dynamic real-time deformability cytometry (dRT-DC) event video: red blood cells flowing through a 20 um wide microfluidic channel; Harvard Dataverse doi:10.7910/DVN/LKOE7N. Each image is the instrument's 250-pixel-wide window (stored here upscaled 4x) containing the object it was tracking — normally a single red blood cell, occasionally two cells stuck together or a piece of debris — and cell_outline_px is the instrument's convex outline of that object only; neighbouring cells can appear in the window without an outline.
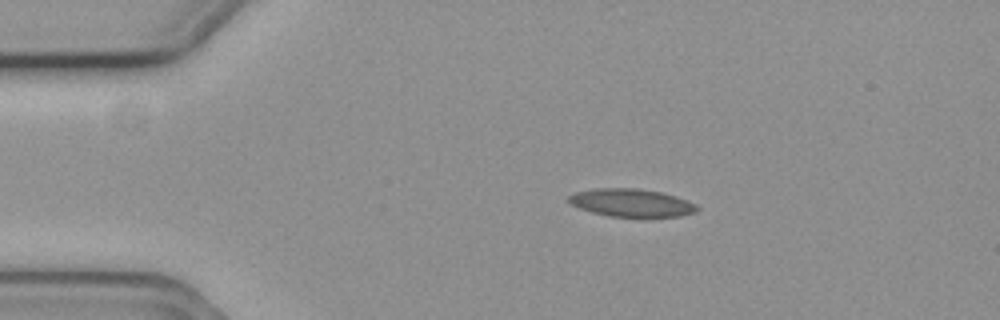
{"species": "common noctule bat (a hibernating species)", "species_latin": "Nyctalus noctula", "temperature_condition": "cold", "stored_images_in_passage": 55, "camera_frame_rate_fps": 3000, "um_per_image_px": 0.085, "animal": {"sex": "female", "body_mass_g": 19.3, "forearm_length_mm": 54.1}, "frame": {"image": 1, "passage_image": 10, "time_ms": 3.0, "image_size_px": [1000, 320], "cell_outline_px": [[700, 208], [696, 212], [680, 216], [608, 216], [592, 212], [580, 208], [572, 204], [568, 200], [568, 196], [576, 192], [596, 188], [636, 188], [660, 192], [676, 196], [696, 204]], "centroid_in_image_um": [53.68, 17.23], "position_along_channel_um": 31.3, "area_um2": 20.63}}
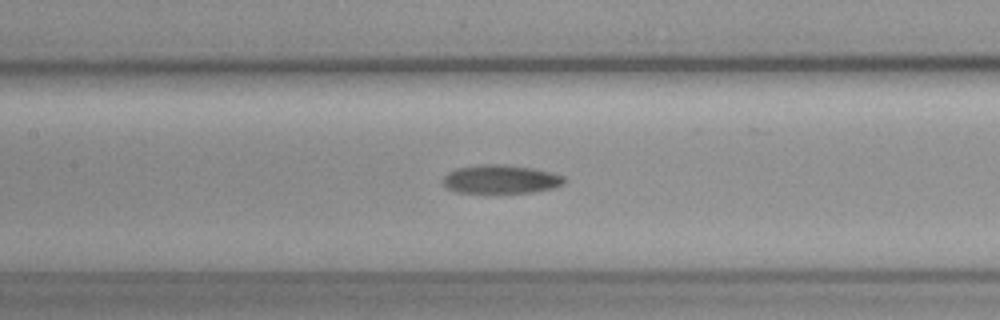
{"frame": {"image": 2, "passage_image": 25, "time_ms": 8.0, "image_size_px": [1000, 320], "cell_outline_px": [[568, 180], [564, 184], [552, 188], [532, 192], [456, 192], [448, 188], [444, 184], [444, 176], [448, 172], [456, 168], [480, 164], [504, 164], [532, 168], [564, 176]], "centroid_in_image_um": [42.58, 15.22], "position_along_channel_um": 164.8, "area_um2": 20.06}}
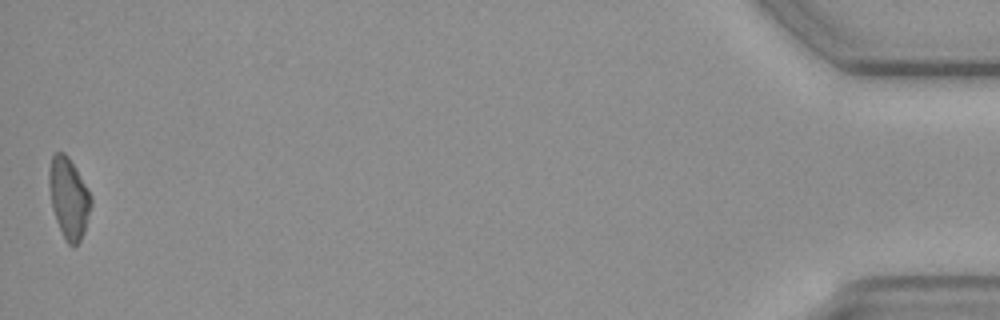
{"frame": {"image": 3, "passage_image": 55, "time_ms": 18.0, "image_size_px": [1000, 320], "cell_outline_px": [[92, 204], [84, 232], [80, 240], [72, 248], [64, 240], [56, 220], [52, 208], [48, 180], [48, 172], [52, 156], [56, 152], [64, 152], [68, 156], [76, 168], [92, 196]], "centroid_in_image_um": [5.84, 16.84], "position_along_channel_um": 429.4, "area_um2": 19.88}}